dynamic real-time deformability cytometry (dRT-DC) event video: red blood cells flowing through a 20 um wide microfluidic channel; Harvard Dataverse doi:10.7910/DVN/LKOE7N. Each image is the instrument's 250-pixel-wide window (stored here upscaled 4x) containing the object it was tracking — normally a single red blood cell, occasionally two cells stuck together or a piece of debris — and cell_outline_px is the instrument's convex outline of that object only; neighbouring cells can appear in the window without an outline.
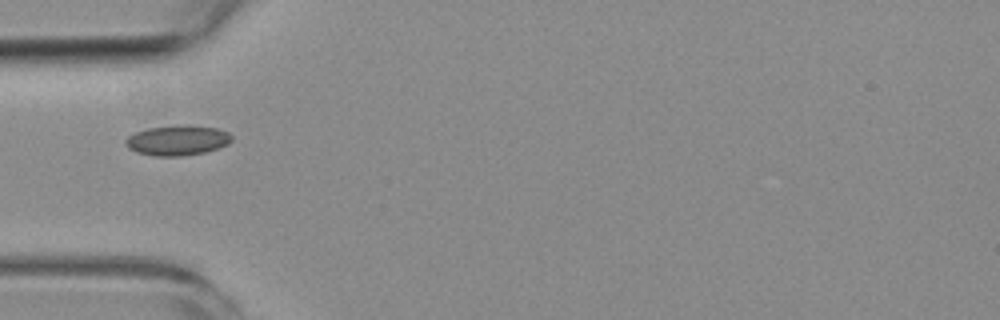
{"species": "common noctule bat (a hibernating species)", "species_latin": "Nyctalus noctula", "temperature_condition": "room temperature", "stored_images_in_passage": 3, "camera_frame_rate_fps": 3000, "um_per_image_px": 0.085, "animal": {"sex": "female", "body_mass_g": 19.3, "forearm_length_mm": 54.1}, "frame": {"image": 1, "passage_image": 1, "time_ms": 0.0, "image_size_px": [1000, 320], "cell_outline_px": [[232, 140], [228, 144], [204, 152], [180, 156], [156, 156], [136, 152], [128, 148], [124, 144], [124, 140], [128, 136], [136, 132], [148, 128], [176, 124], [184, 124], [216, 128], [228, 132], [232, 136]], "centroid_in_image_um": [15.05, 11.91], "position_along_channel_um": 69.9, "area_um2": 18.73}}
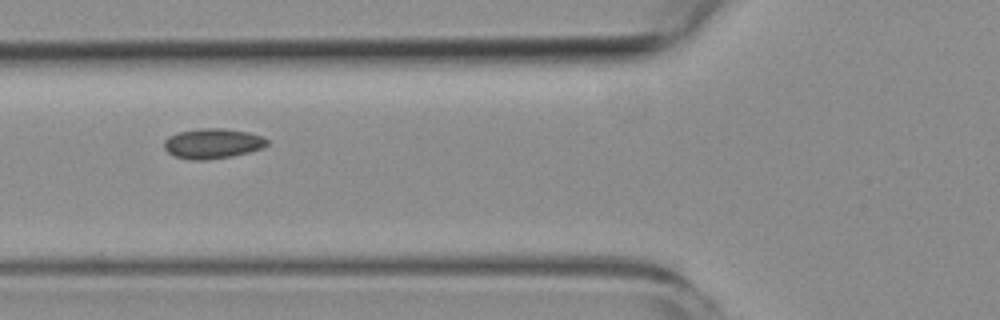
{"frame": {"image": 2, "passage_image": 2, "time_ms": 1.0, "image_size_px": [1000, 320], "cell_outline_px": [[268, 144], [260, 148], [248, 152], [232, 156], [204, 160], [192, 160], [176, 156], [168, 152], [164, 148], [164, 140], [168, 136], [176, 132], [200, 128], [224, 128], [248, 132], [264, 136], [268, 140]], "centroid_in_image_um": [18.06, 12.18], "position_along_channel_um": 107.7, "area_um2": 18.09}}
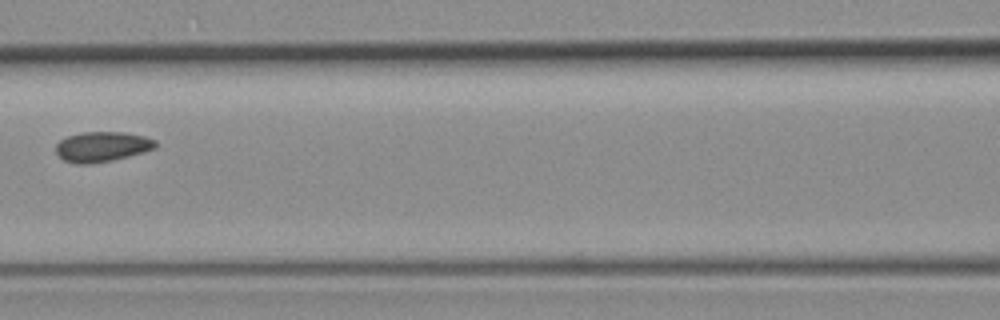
{"frame": {"image": 3, "passage_image": 3, "time_ms": 2.333, "image_size_px": [1000, 320], "cell_outline_px": [[156, 148], [144, 152], [112, 160], [88, 164], [76, 164], [64, 160], [56, 152], [56, 144], [60, 140], [68, 136], [80, 132], [124, 132], [144, 136], [156, 140]], "centroid_in_image_um": [8.68, 12.46], "position_along_channel_um": 157.9, "area_um2": 17.46}}